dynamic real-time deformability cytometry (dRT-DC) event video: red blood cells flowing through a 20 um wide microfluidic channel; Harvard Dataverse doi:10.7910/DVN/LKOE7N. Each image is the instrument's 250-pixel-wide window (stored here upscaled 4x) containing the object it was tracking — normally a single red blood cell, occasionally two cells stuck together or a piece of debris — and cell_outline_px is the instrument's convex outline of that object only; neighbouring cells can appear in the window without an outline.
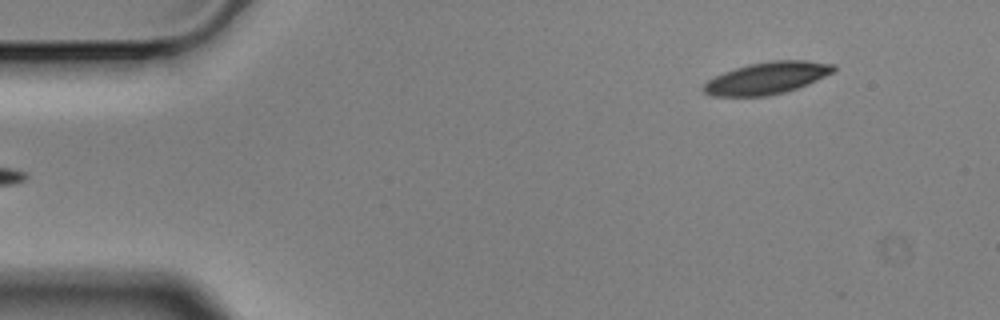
{"species": "Egyptian fruit bat (a non-hibernating species)", "species_latin": "Rousettus aegyptiacus", "temperature_condition": "cold", "stored_images_in_passage": 5, "segment_of_instrument_passage": [2, 2], "camera_frame_rate_fps": 3000, "um_per_image_px": 0.085, "animal": {"sex": "male"}, "frame": {"image": 1, "passage_image": 5, "time_ms": 1.333, "image_size_px": [1000, 320], "cell_outline_px": [[836, 68], [832, 72], [808, 84], [784, 92], [768, 96], [712, 96], [704, 92], [700, 88], [708, 80], [724, 72], [748, 64], [772, 60], [808, 60], [836, 64]], "centroid_in_image_um": [65.18, 6.63], "position_along_channel_um": 19.8, "area_um2": 24.22}}